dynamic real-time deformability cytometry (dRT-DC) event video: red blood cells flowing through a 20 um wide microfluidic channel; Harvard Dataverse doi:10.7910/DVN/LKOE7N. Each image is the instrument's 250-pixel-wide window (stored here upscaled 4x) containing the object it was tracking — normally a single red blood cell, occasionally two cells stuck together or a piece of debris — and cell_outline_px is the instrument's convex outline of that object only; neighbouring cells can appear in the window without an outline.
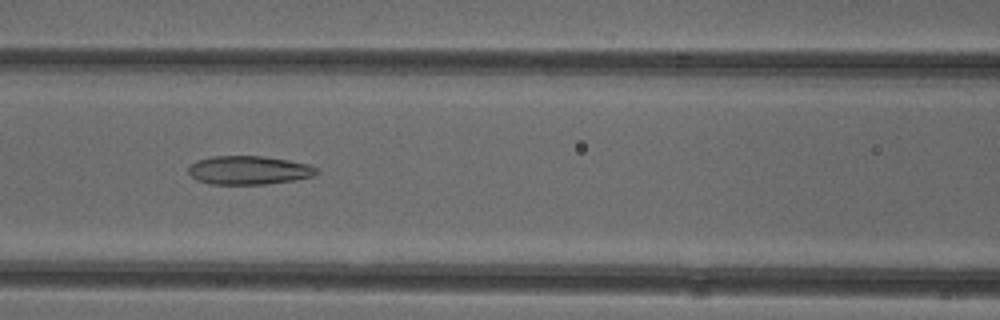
{"species": "common noctule bat (a hibernating species)", "species_latin": "Nyctalus noctula", "temperature_condition": "cold", "stored_images_in_passage": 31, "camera_frame_rate_fps": 3000, "um_per_image_px": 0.085, "animal": {"sex": "female"}, "frame": {"image": 1, "passage_image": 9, "time_ms": 2.667, "image_size_px": [1000, 320], "cell_outline_px": [[320, 172], [312, 176], [292, 180], [264, 184], [212, 184], [196, 180], [188, 172], [188, 168], [196, 160], [212, 156], [264, 156], [288, 160], [308, 164], [316, 168]], "centroid_in_image_um": [21.13, 14.46], "position_along_channel_um": 145.5, "area_um2": 21.27}}
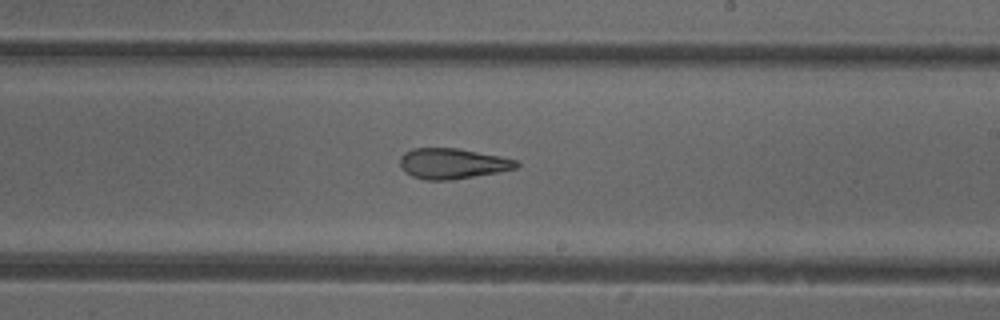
{"frame": {"image": 2, "passage_image": 17, "time_ms": 5.333, "image_size_px": [1000, 320], "cell_outline_px": [[520, 164], [516, 168], [496, 172], [448, 180], [424, 180], [412, 176], [404, 172], [400, 164], [400, 156], [404, 152], [412, 148], [460, 148], [500, 156], [516, 160]], "centroid_in_image_um": [38.41, 13.89], "position_along_channel_um": 250.6, "area_um2": 20.63}}
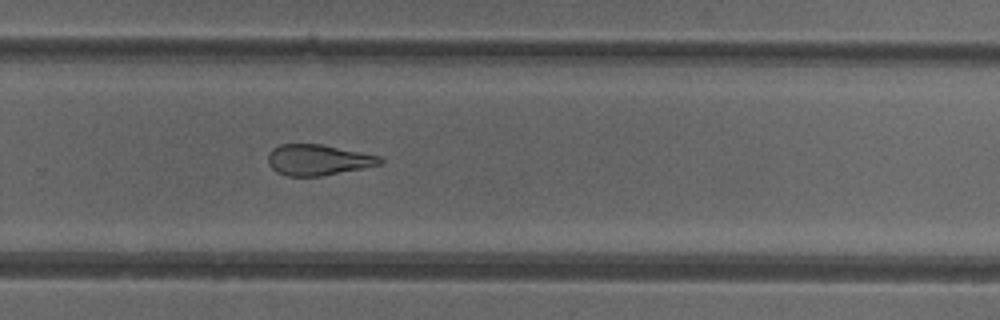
{"frame": {"image": 3, "passage_image": 21, "time_ms": 6.667, "image_size_px": [1000, 320], "cell_outline_px": [[384, 160], [380, 164], [364, 168], [320, 176], [288, 176], [276, 172], [268, 164], [268, 152], [272, 148], [280, 144], [320, 144], [380, 156]], "centroid_in_image_um": [27.0, 13.59], "position_along_channel_um": 302.8, "area_um2": 20.06}, "authors_computed_cell_mechanics": {"area_um2": 21.2704, "velocity_mm_per_s": 3.9493, "shape_relaxation_time_tau1_ms": null, "shape_relaxation_time_tau2_ms": 3.6735, "deformation_change_tau1": null, "deformation_change_tau2": 0.1437}}